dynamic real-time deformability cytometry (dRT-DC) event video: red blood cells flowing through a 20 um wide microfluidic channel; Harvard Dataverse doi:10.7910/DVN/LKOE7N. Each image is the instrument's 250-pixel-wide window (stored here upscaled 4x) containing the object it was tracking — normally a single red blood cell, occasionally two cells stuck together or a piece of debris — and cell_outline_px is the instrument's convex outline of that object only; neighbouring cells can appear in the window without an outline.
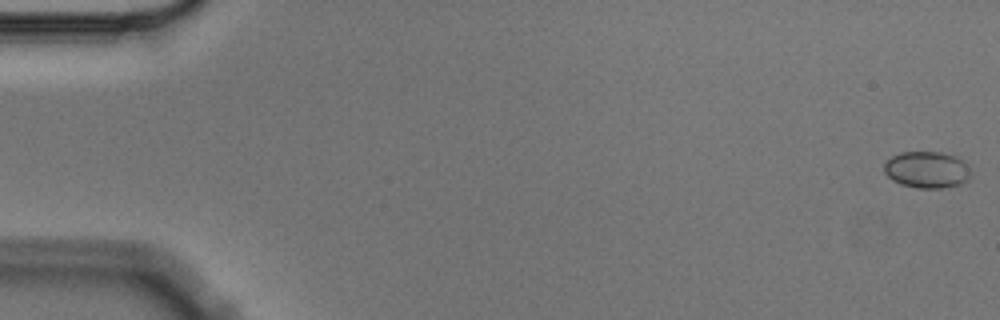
{"species": "Egyptian fruit bat (a non-hibernating species)", "species_latin": "Rousettus aegyptiacus", "temperature_condition": "cold", "stored_images_in_passage": 6, "camera_frame_rate_fps": 3000, "um_per_image_px": 0.085, "animal": {"sex": "male"}, "frame": {"image": 1, "passage_image": 1, "time_ms": 0.0, "image_size_px": [1000, 320], "cell_outline_px": [[972, 172], [968, 180], [960, 184], [940, 188], [916, 188], [900, 184], [892, 180], [884, 172], [884, 164], [892, 156], [900, 152], [940, 152], [956, 156], [964, 160], [968, 164]], "centroid_in_image_um": [78.81, 14.42], "position_along_channel_um": 6.2, "area_um2": 18.73}}
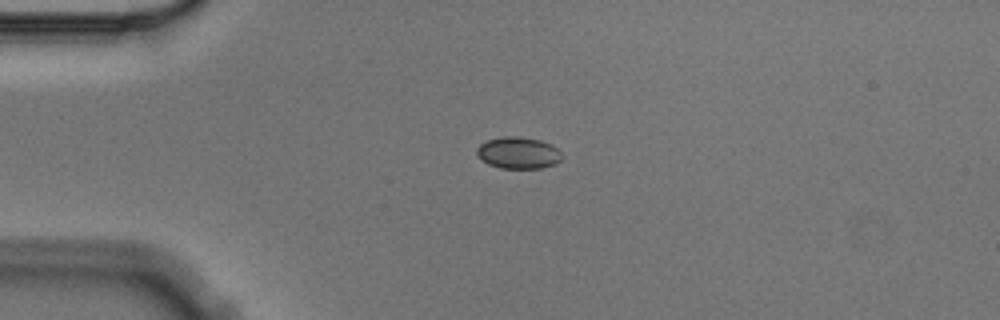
{"frame": {"image": 2, "passage_image": 4, "time_ms": 1.0, "image_size_px": [1000, 320], "cell_outline_px": [[564, 156], [556, 164], [540, 168], [500, 168], [488, 164], [480, 160], [476, 156], [476, 148], [480, 144], [488, 140], [504, 136], [516, 136], [540, 140], [552, 144]], "centroid_in_image_um": [44.04, 13.0], "position_along_channel_um": 41.0, "area_um2": 15.9}}
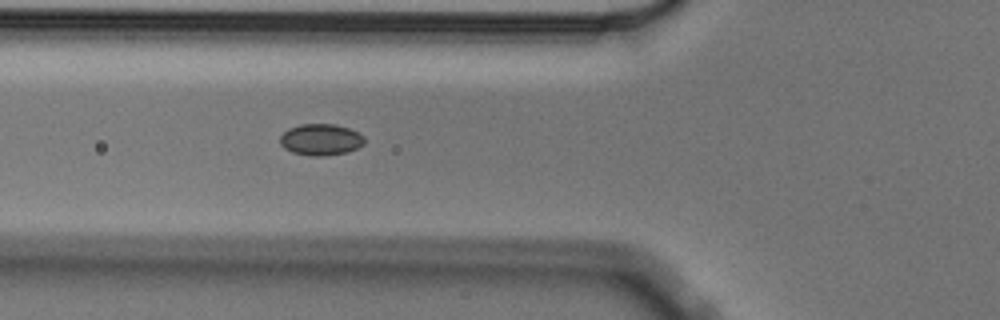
{"frame": {"image": 3, "passage_image": 6, "time_ms": 1.667, "image_size_px": [1000, 320], "cell_outline_px": [[364, 144], [356, 148], [344, 152], [324, 156], [308, 156], [292, 152], [284, 148], [280, 144], [280, 136], [288, 128], [300, 124], [336, 124], [360, 132], [364, 136]], "centroid_in_image_um": [27.25, 11.86], "position_along_channel_um": 98.5, "area_um2": 15.55}}